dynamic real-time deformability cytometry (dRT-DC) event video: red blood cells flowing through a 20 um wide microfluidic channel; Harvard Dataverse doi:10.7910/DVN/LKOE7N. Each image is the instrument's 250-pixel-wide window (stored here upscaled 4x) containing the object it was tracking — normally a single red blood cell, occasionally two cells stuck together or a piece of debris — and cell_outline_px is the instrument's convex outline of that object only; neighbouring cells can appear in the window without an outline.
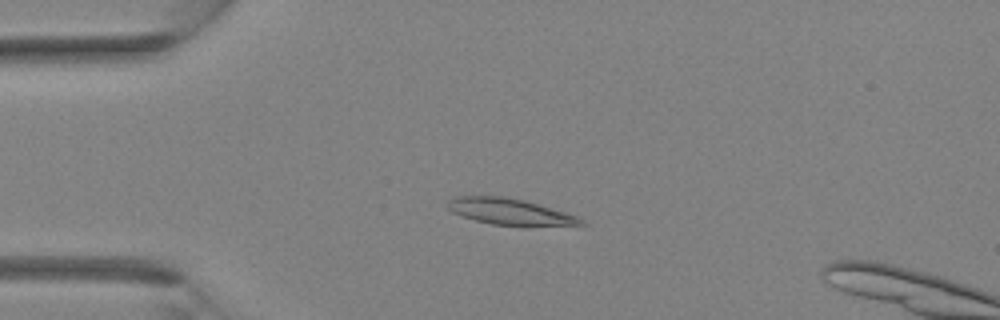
{"species": "Egyptian fruit bat (a non-hibernating species)", "species_latin": "Rousettus aegyptiacus", "temperature_condition": "room temperature", "stored_images_in_passage": 12, "camera_frame_rate_fps": 3000, "um_per_image_px": 0.085, "animal": {"sex": "female"}, "frame": {"image": 1, "passage_image": 9, "time_ms": 2.667, "image_size_px": [1000, 320], "cell_outline_px": [[588, 224], [492, 224], [476, 220], [452, 212], [444, 204], [452, 196], [504, 196], [524, 200], [580, 216]], "centroid_in_image_um": [43.27, 17.94], "position_along_channel_um": 41.7, "area_um2": 19.83}}